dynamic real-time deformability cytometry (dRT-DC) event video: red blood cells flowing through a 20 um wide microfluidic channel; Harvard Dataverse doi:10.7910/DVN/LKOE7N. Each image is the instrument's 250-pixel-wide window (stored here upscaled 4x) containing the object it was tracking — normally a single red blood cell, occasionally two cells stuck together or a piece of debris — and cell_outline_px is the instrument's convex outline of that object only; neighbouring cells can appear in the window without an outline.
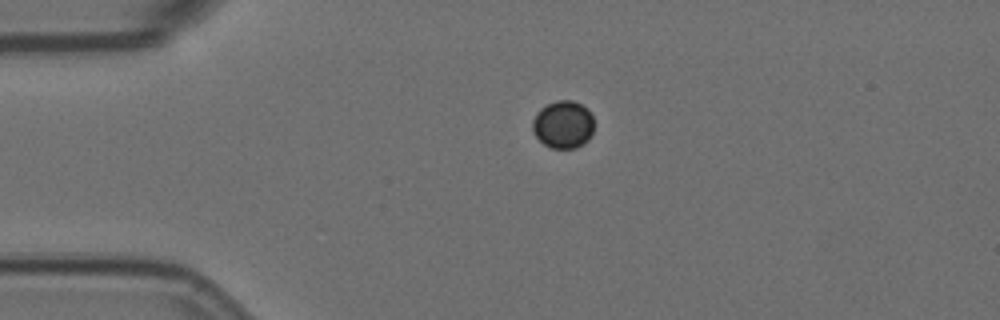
{"species": "Egyptian fruit bat (a non-hibernating species)", "species_latin": "Rousettus aegyptiacus", "temperature_condition": "room temperature", "stored_images_in_passage": 4, "camera_frame_rate_fps": 3000, "um_per_image_px": 0.085, "animal": {"sex": "female"}, "frame": {"image": 1, "passage_image": 4, "time_ms": 1.0, "image_size_px": [1000, 320], "cell_outline_px": [[592, 132], [588, 140], [584, 144], [576, 148], [552, 148], [544, 144], [532, 132], [532, 120], [536, 112], [540, 108], [556, 100], [572, 100], [588, 108], [592, 116]], "centroid_in_image_um": [47.85, 10.58], "position_along_channel_um": 37.2, "area_um2": 17.17}}